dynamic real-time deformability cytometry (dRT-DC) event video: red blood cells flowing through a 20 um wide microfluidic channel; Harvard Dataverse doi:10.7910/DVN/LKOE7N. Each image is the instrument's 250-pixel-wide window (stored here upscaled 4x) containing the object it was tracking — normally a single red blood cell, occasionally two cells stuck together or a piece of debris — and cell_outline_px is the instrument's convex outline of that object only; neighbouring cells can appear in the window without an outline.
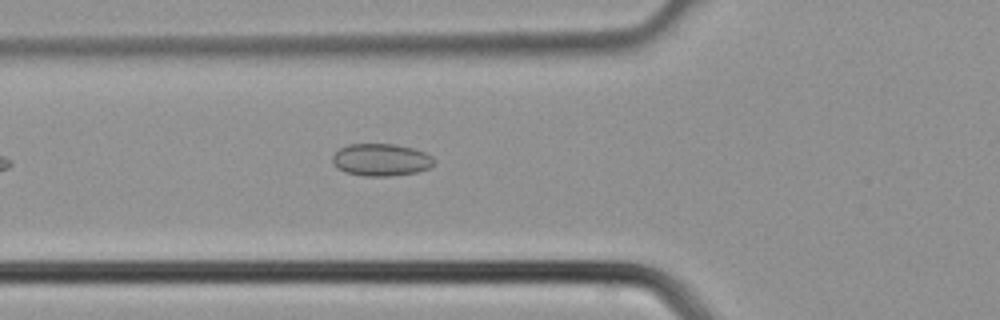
{"species": "common noctule bat (a hibernating species)", "species_latin": "Nyctalus noctula", "temperature_condition": "cold", "stored_images_in_passage": 2, "camera_frame_rate_fps": 3000, "um_per_image_px": 0.085, "animal": {"sex": "male", "body_mass_g": 21.5, "forearm_length_mm": 52.0}, "frame": {"image": 1, "passage_image": 2, "time_ms": 0.333, "image_size_px": [1000, 320], "cell_outline_px": [[436, 164], [428, 168], [416, 172], [388, 176], [364, 176], [344, 172], [336, 168], [332, 164], [332, 156], [340, 148], [348, 144], [396, 144], [412, 148], [424, 152], [432, 156], [436, 160]], "centroid_in_image_um": [32.38, 13.58], "position_along_channel_um": 93.4, "area_um2": 19.31}}